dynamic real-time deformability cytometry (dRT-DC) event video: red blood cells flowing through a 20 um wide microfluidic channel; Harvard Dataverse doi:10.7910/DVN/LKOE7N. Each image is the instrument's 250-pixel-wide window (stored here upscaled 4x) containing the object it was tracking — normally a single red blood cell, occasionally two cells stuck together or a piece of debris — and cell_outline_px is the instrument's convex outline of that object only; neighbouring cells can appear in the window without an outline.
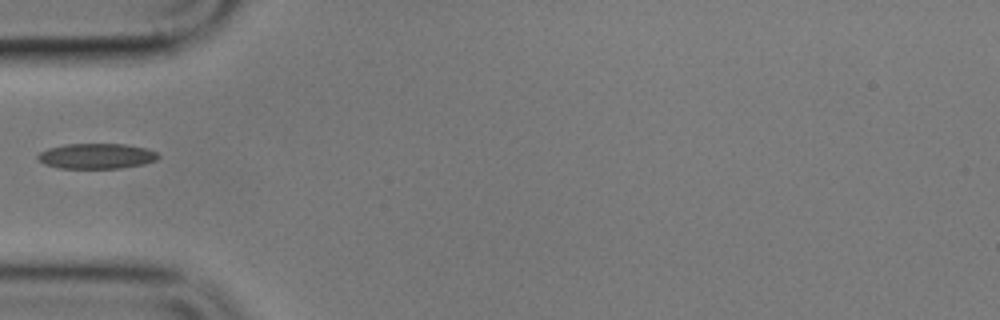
{"species": "common noctule bat (a hibernating species)", "species_latin": "Nyctalus noctula", "temperature_condition": "cold", "stored_images_in_passage": 1, "camera_frame_rate_fps": 3000, "um_per_image_px": 0.085, "animal": {"sex": "male", "body_mass_g": 17.9}, "frame": {"image": 1, "passage_image": 1, "time_ms": 0.0, "image_size_px": [1000, 320], "cell_outline_px": [[160, 156], [156, 160], [144, 164], [120, 168], [60, 168], [44, 164], [36, 156], [40, 152], [48, 148], [64, 144], [124, 144], [148, 148], [156, 152]], "centroid_in_image_um": [8.22, 13.26], "position_along_channel_um": 76.8, "area_um2": 17.8}}